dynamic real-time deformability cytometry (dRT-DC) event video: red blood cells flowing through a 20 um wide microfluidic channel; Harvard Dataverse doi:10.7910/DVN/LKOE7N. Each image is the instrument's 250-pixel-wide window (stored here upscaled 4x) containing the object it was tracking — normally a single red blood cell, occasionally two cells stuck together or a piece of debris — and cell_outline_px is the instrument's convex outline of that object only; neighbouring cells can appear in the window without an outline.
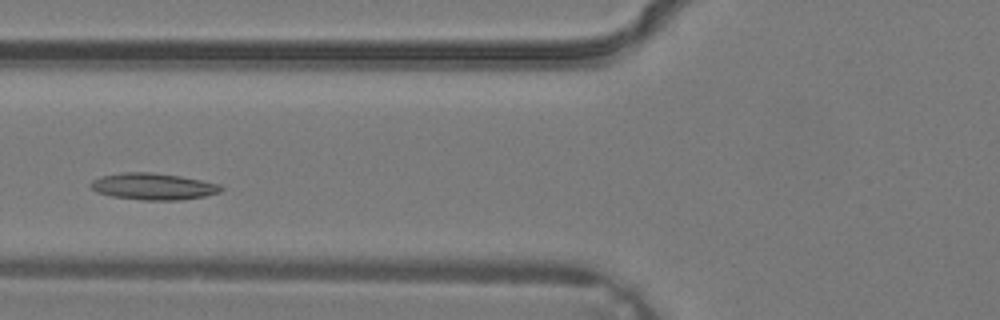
{"species": "common noctule bat (a hibernating species)", "species_latin": "Nyctalus noctula", "temperature_condition": "warm", "stored_images_in_passage": 2, "camera_frame_rate_fps": 3000, "um_per_image_px": 0.085, "animal": {"sex": "male", "body_mass_g": 19.2, "forearm_length_mm": 51.8}, "frame": {"image": 1, "passage_image": 2, "time_ms": 0.333, "image_size_px": [1000, 320], "cell_outline_px": [[224, 188], [220, 192], [204, 196], [180, 200], [144, 200], [112, 196], [96, 192], [88, 184], [92, 180], [100, 176], [124, 172], [152, 172], [180, 176], [220, 184]], "centroid_in_image_um": [13.0, 15.84], "position_along_channel_um": 112.8, "area_um2": 20.23}}